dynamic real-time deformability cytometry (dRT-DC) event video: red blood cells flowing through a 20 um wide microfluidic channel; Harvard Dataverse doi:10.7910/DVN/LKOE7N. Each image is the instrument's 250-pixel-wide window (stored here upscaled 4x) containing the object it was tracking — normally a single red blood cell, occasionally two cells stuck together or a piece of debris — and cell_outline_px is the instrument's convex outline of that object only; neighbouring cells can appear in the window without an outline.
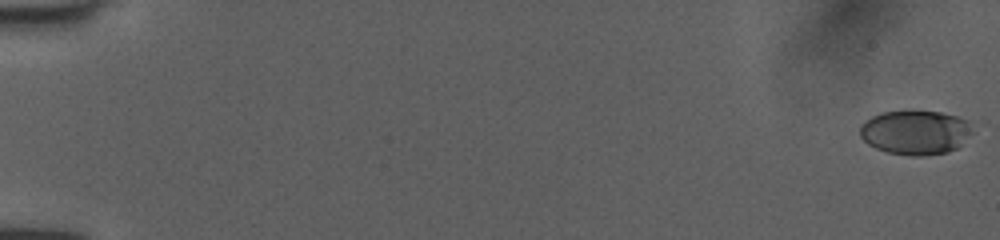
{"species": "human", "species_latin": "Homo sapiens", "temperature_condition": "room temperature", "stored_images_in_passage": 10, "camera_frame_rate_fps": 3000, "um_per_image_px": 0.085, "donor": {"sex": "female"}, "frame": {"image": 1, "passage_image": 1, "time_ms": 0.0, "image_size_px": [1000, 240], "cell_outline_px": [[972, 132], [956, 148], [948, 152], [924, 156], [912, 156], [888, 152], [876, 148], [868, 144], [860, 136], [860, 128], [872, 116], [884, 112], [912, 108], [940, 112], [956, 116], [968, 120]], "centroid_in_image_um": [77.8, 11.22], "position_along_channel_um": 7.2, "area_um2": 29.3}}